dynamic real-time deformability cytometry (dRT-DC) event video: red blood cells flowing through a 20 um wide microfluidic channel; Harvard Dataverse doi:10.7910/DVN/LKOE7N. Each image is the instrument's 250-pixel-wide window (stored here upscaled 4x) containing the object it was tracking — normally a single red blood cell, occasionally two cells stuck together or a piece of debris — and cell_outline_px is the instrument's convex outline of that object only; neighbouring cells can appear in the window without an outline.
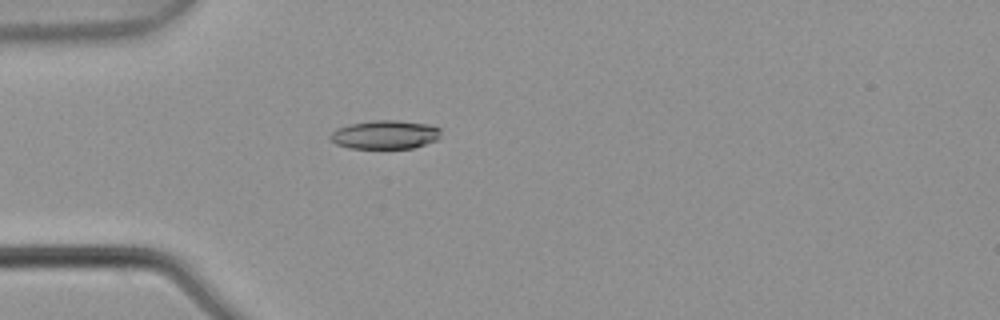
{"species": "common noctule bat (a hibernating species)", "species_latin": "Nyctalus noctula", "temperature_condition": "warm", "stored_images_in_passage": 5, "camera_frame_rate_fps": 3000, "um_per_image_px": 0.085, "animal": {"sex": "male", "body_mass_g": 21.5, "forearm_length_mm": 52.0}, "frame": {"image": 1, "passage_image": 5, "time_ms": 1.333, "image_size_px": [1000, 320], "cell_outline_px": [[440, 136], [436, 140], [412, 148], [348, 148], [336, 144], [328, 136], [336, 128], [348, 124], [372, 120], [396, 120], [428, 124], [440, 128]], "centroid_in_image_um": [32.7, 11.44], "position_along_channel_um": 52.3, "area_um2": 18.5}}